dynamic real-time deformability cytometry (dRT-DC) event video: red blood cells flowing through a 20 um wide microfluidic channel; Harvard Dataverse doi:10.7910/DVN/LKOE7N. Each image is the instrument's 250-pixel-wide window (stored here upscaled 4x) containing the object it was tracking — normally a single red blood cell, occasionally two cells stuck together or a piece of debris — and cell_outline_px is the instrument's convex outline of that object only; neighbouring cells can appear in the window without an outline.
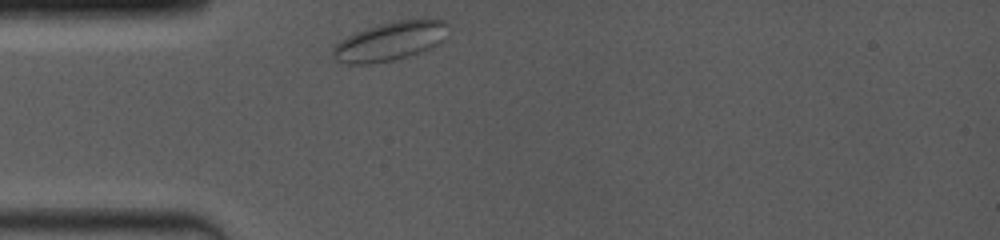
{"species": "common noctule bat (a hibernating species)", "species_latin": "Nyctalus noctula", "temperature_condition": "room temperature", "stored_images_in_passage": 32, "camera_frame_rate_fps": 4000, "um_per_image_px": 0.085, "animal": {"sex": "female", "body_mass_g": 19.0, "forearm_length_mm": 53.3}, "frame": {"image": 1, "passage_image": 1, "time_ms": 0.0, "image_size_px": [1000, 240], "cell_outline_px": [[448, 24], [444, 40], [440, 44], [432, 48], [396, 60], [368, 64], [348, 64], [336, 60], [328, 56], [332, 48], [340, 40], [356, 32], [368, 28], [396, 20], [424, 16], [444, 20]], "centroid_in_image_um": [33.19, 3.49], "position_along_channel_um": 51.8, "area_um2": 26.82}}
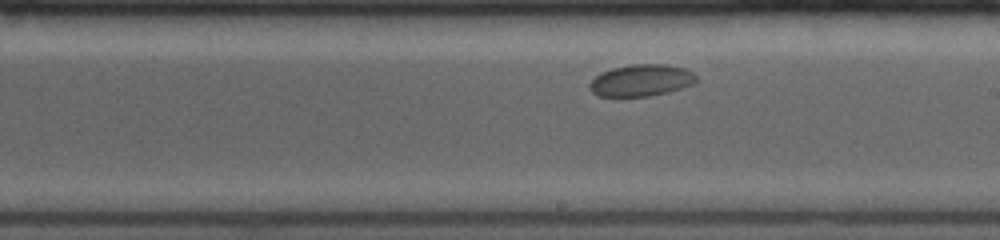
{"frame": {"image": 2, "passage_image": 18, "time_ms": 5.25, "image_size_px": [1000, 240], "cell_outline_px": [[696, 80], [692, 84], [668, 92], [648, 96], [600, 96], [592, 92], [588, 88], [588, 84], [600, 72], [612, 68], [632, 64], [664, 64], [684, 68], [692, 72], [696, 76]], "centroid_in_image_um": [54.47, 6.82], "position_along_channel_um": 234.5, "area_um2": 19.65}}
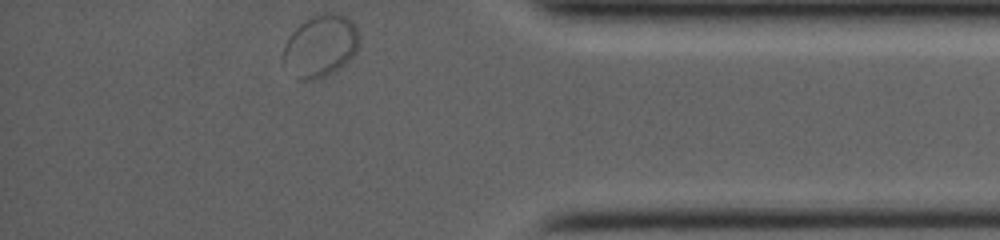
{"frame": {"image": 3, "passage_image": 32, "time_ms": 10.25, "image_size_px": [1000, 240], "cell_outline_px": [[360, 44], [356, 52], [340, 68], [324, 76], [312, 80], [300, 80], [280, 56], [284, 44], [292, 32], [300, 24], [312, 16], [324, 12], [336, 12], [348, 16], [352, 20], [360, 36]], "centroid_in_image_um": [27.27, 3.86], "position_along_channel_um": 407.9, "area_um2": 27.57}}